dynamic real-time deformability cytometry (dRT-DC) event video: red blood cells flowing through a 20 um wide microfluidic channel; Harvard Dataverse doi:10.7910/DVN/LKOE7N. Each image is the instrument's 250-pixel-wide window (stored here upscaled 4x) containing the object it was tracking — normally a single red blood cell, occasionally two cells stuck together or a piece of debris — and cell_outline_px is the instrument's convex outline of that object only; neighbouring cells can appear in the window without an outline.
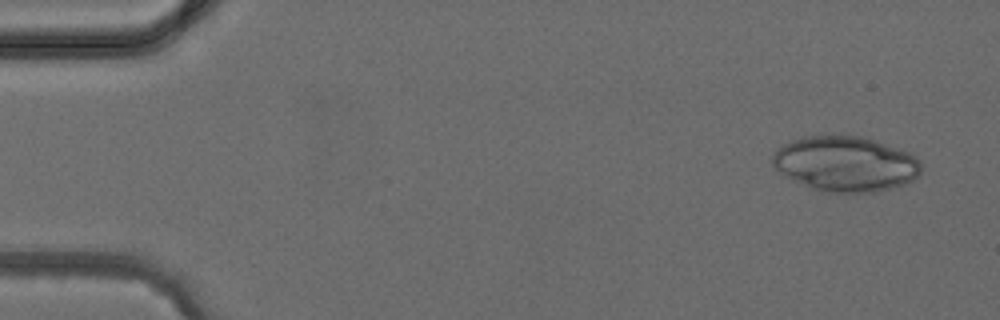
{"species": "common noctule bat (a hibernating species)", "species_latin": "Nyctalus noctula", "temperature_condition": "cold", "stored_images_in_passage": 3, "camera_frame_rate_fps": 3000, "um_per_image_px": 0.085, "animal": {"sex": "female", "body_mass_g": 24.6, "forearm_length_mm": 56.2}, "frame": {"image": 1, "passage_image": 1, "time_ms": 0.0, "image_size_px": [1000, 320], "cell_outline_px": [[920, 172], [912, 180], [904, 184], [892, 188], [876, 192], [828, 192], [812, 188], [784, 176], [772, 164], [772, 156], [788, 140], [804, 136], [840, 132], [860, 136], [876, 140], [900, 148], [908, 152], [920, 160]], "centroid_in_image_um": [71.85, 13.88], "position_along_channel_um": 13.1, "area_um2": 48.49}}